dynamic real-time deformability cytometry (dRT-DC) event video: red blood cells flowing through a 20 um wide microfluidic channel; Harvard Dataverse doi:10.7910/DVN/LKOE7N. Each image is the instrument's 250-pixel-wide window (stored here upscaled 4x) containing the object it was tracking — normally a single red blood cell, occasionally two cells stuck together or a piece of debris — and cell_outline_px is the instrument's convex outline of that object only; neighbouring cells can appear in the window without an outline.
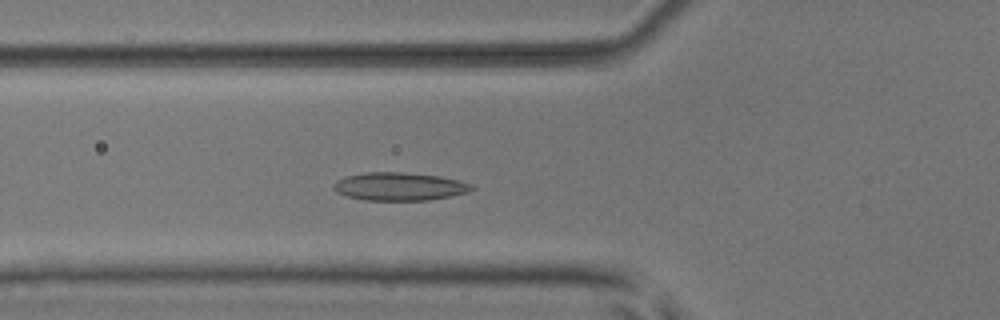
{"species": "common noctule bat (a hibernating species)", "species_latin": "Nyctalus noctula", "temperature_condition": "room temperature", "stored_images_in_passage": 42, "camera_frame_rate_fps": 3000, "um_per_image_px": 0.085, "animal": {"sex": "male", "body_mass_g": 17.9, "forearm_length_mm": 54.2}, "frame": {"image": 1, "passage_image": 16, "time_ms": 5.0, "image_size_px": [1000, 320], "cell_outline_px": [[476, 188], [468, 192], [452, 196], [428, 200], [364, 200], [348, 196], [336, 192], [332, 188], [332, 184], [336, 180], [344, 176], [364, 172], [400, 172], [440, 176], [460, 180], [472, 184]], "centroid_in_image_um": [33.94, 15.84], "position_along_channel_um": 91.9, "area_um2": 22.83}}
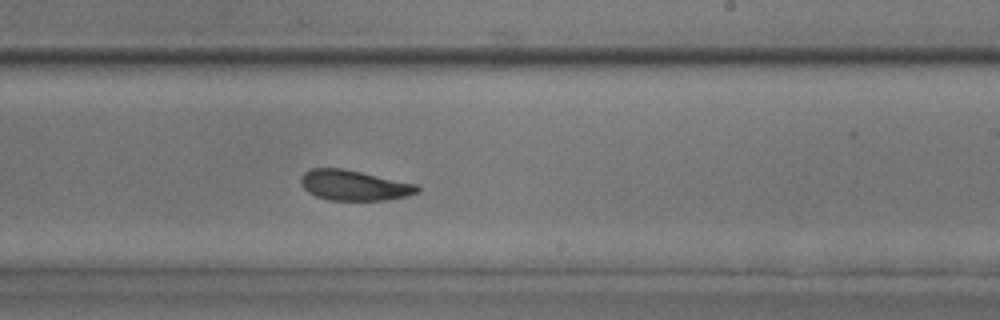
{"frame": {"image": 2, "passage_image": 29, "time_ms": 9.333, "image_size_px": [1000, 320], "cell_outline_px": [[420, 192], [408, 196], [388, 200], [328, 200], [316, 196], [308, 192], [300, 184], [300, 176], [304, 172], [312, 168], [344, 168], [420, 184]], "centroid_in_image_um": [30.14, 15.75], "position_along_channel_um": 258.9, "area_um2": 21.04}}
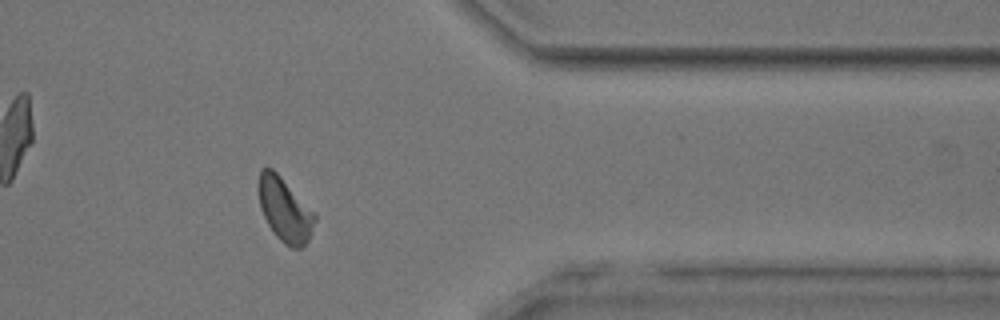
{"frame": {"image": 3, "passage_image": 40, "time_ms": 13.0, "image_size_px": [1000, 320], "cell_outline_px": [[316, 220], [308, 240], [300, 248], [292, 248], [284, 244], [276, 236], [268, 224], [260, 208], [260, 168], [272, 168], [316, 212]], "centroid_in_image_um": [24.25, 17.85], "position_along_channel_um": 387.2, "area_um2": 20.63}, "authors_computed_cell_mechanics": {"area_um2": 21.2704, "velocity_mm_per_s": 3.8678, "shape_relaxation_time_tau1_ms": 3.7473, "shape_relaxation_time_tau2_ms": 1.5662, "deformation_change_tau1": 0.0883, "deformation_change_tau2": 0.0739}}